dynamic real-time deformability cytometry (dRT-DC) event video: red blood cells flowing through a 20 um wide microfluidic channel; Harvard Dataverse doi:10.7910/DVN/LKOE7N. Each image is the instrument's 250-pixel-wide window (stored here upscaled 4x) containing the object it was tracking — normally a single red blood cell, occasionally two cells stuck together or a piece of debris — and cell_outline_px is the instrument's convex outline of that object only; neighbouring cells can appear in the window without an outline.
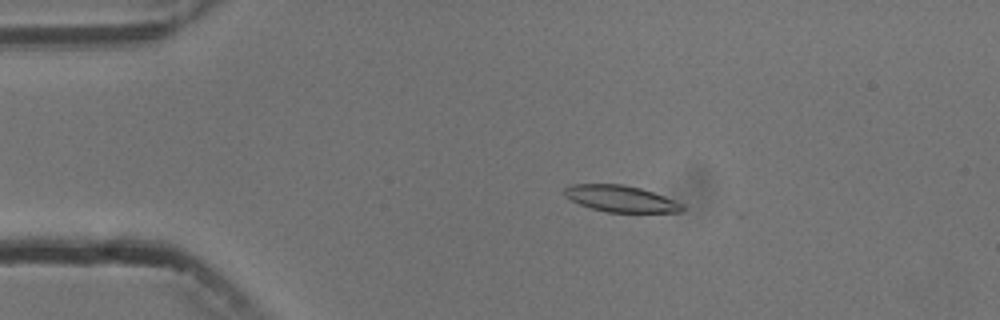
{"species": "common noctule bat (a hibernating species)", "species_latin": "Nyctalus noctula", "temperature_condition": "cold", "stored_images_in_passage": 5, "camera_frame_rate_fps": 3000, "um_per_image_px": 0.085, "animal": {"sex": "male", "body_mass_g": 13.3}, "frame": {"image": 1, "passage_image": 3, "time_ms": 2.333, "image_size_px": [1000, 320], "cell_outline_px": [[684, 212], [608, 212], [592, 208], [580, 204], [564, 196], [564, 188], [572, 184], [624, 184], [640, 188], [664, 196], [684, 204]], "centroid_in_image_um": [52.78, 16.89], "position_along_channel_um": 32.2, "area_um2": 18.09}}
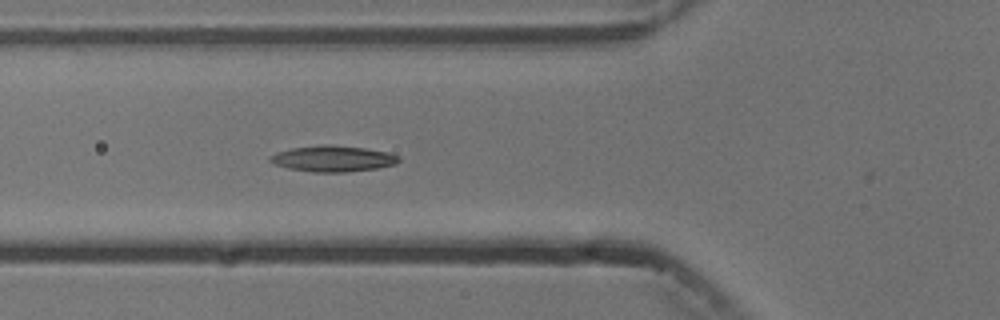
{"frame": {"image": 2, "passage_image": 5, "time_ms": 5.333, "image_size_px": [1000, 320], "cell_outline_px": [[400, 160], [396, 164], [380, 168], [348, 172], [312, 172], [288, 168], [276, 164], [268, 160], [268, 156], [276, 152], [292, 148], [324, 144], [364, 148], [388, 152], [400, 156]], "centroid_in_image_um": [28.31, 13.49], "position_along_channel_um": 97.5, "area_um2": 19.59}}